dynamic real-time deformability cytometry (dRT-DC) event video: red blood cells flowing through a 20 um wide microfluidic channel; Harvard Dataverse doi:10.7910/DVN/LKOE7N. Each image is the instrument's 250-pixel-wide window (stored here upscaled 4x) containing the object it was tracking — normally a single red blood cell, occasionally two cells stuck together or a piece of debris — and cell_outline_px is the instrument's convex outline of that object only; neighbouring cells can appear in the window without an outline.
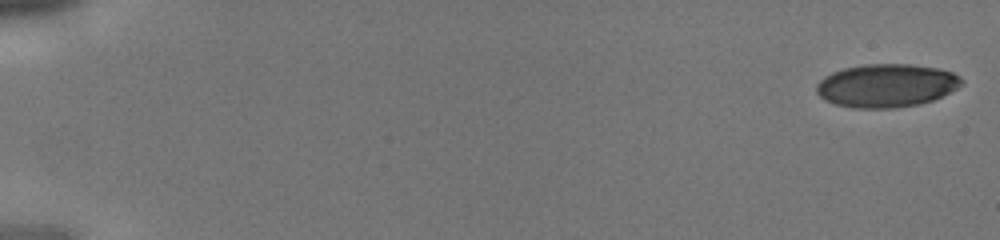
{"species": "human", "species_latin": "Homo sapiens", "temperature_condition": "cold", "stored_images_in_passage": 41, "camera_frame_rate_fps": 3000, "um_per_image_px": 0.085, "donor": {"sex": "male"}, "frame": {"image": 1, "passage_image": 1, "time_ms": 0.0, "image_size_px": [1000, 240], "cell_outline_px": [[964, 84], [932, 100], [920, 104], [896, 108], [852, 108], [836, 104], [824, 100], [816, 92], [816, 84], [824, 76], [832, 72], [844, 68], [864, 64], [908, 64], [936, 68], [952, 72], [960, 76], [964, 80]], "centroid_in_image_um": [75.33, 7.27], "position_along_channel_um": 9.7, "area_um2": 36.65}}
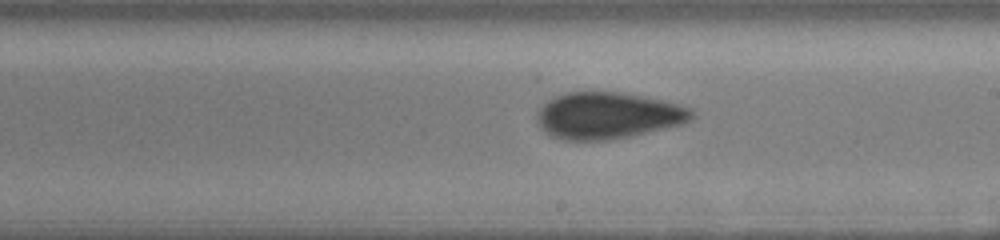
{"frame": {"image": 2, "passage_image": 24, "time_ms": 7.667, "image_size_px": [1000, 240], "cell_outline_px": [[696, 116], [692, 120], [684, 124], [628, 136], [608, 140], [564, 140], [552, 136], [536, 120], [536, 116], [540, 108], [548, 100], [556, 96], [568, 92], [620, 92], [664, 100], [692, 108], [696, 112]], "centroid_in_image_um": [51.74, 9.81], "position_along_channel_um": 237.3, "area_um2": 41.91}}
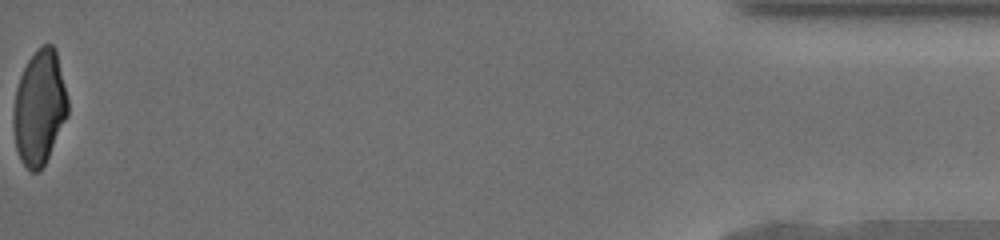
{"frame": {"image": 3, "passage_image": 41, "time_ms": 13.333, "image_size_px": [1000, 240], "cell_outline_px": [[68, 116], [44, 164], [36, 172], [32, 172], [20, 160], [16, 148], [12, 128], [12, 108], [16, 88], [20, 76], [28, 60], [44, 44], [52, 44], [56, 48], [68, 100]], "centroid_in_image_um": [3.33, 9.14], "position_along_channel_um": 431.9, "area_um2": 36.36}}